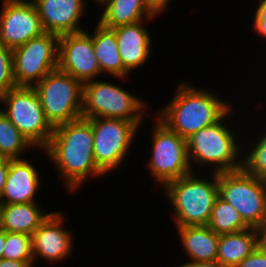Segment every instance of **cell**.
<instances>
[{"instance_id":"cell-35","label":"cell","mask_w":266,"mask_h":267,"mask_svg":"<svg viewBox=\"0 0 266 267\" xmlns=\"http://www.w3.org/2000/svg\"><path fill=\"white\" fill-rule=\"evenodd\" d=\"M6 241V231L0 229V260L3 259V248Z\"/></svg>"},{"instance_id":"cell-23","label":"cell","mask_w":266,"mask_h":267,"mask_svg":"<svg viewBox=\"0 0 266 267\" xmlns=\"http://www.w3.org/2000/svg\"><path fill=\"white\" fill-rule=\"evenodd\" d=\"M207 226L218 235L237 233L250 228L243 221L237 210L219 196L214 202L209 224Z\"/></svg>"},{"instance_id":"cell-33","label":"cell","mask_w":266,"mask_h":267,"mask_svg":"<svg viewBox=\"0 0 266 267\" xmlns=\"http://www.w3.org/2000/svg\"><path fill=\"white\" fill-rule=\"evenodd\" d=\"M34 262H24L18 260L1 259L0 267H33Z\"/></svg>"},{"instance_id":"cell-17","label":"cell","mask_w":266,"mask_h":267,"mask_svg":"<svg viewBox=\"0 0 266 267\" xmlns=\"http://www.w3.org/2000/svg\"><path fill=\"white\" fill-rule=\"evenodd\" d=\"M153 19L156 18L113 28L122 64L130 74L136 68L143 67L152 56L153 41L145 23H149V20L152 22Z\"/></svg>"},{"instance_id":"cell-29","label":"cell","mask_w":266,"mask_h":267,"mask_svg":"<svg viewBox=\"0 0 266 267\" xmlns=\"http://www.w3.org/2000/svg\"><path fill=\"white\" fill-rule=\"evenodd\" d=\"M236 267H266V253L258 247Z\"/></svg>"},{"instance_id":"cell-8","label":"cell","mask_w":266,"mask_h":267,"mask_svg":"<svg viewBox=\"0 0 266 267\" xmlns=\"http://www.w3.org/2000/svg\"><path fill=\"white\" fill-rule=\"evenodd\" d=\"M33 88L53 128L82 117L83 83L73 76L55 69Z\"/></svg>"},{"instance_id":"cell-31","label":"cell","mask_w":266,"mask_h":267,"mask_svg":"<svg viewBox=\"0 0 266 267\" xmlns=\"http://www.w3.org/2000/svg\"><path fill=\"white\" fill-rule=\"evenodd\" d=\"M9 168V159L0 157V198L3 192L4 184L6 182Z\"/></svg>"},{"instance_id":"cell-36","label":"cell","mask_w":266,"mask_h":267,"mask_svg":"<svg viewBox=\"0 0 266 267\" xmlns=\"http://www.w3.org/2000/svg\"><path fill=\"white\" fill-rule=\"evenodd\" d=\"M105 0H93V2H96L98 6H100Z\"/></svg>"},{"instance_id":"cell-4","label":"cell","mask_w":266,"mask_h":267,"mask_svg":"<svg viewBox=\"0 0 266 267\" xmlns=\"http://www.w3.org/2000/svg\"><path fill=\"white\" fill-rule=\"evenodd\" d=\"M196 173L191 172L160 189L172 206L175 228L209 224L214 202L219 196L217 173L210 172L209 178Z\"/></svg>"},{"instance_id":"cell-3","label":"cell","mask_w":266,"mask_h":267,"mask_svg":"<svg viewBox=\"0 0 266 267\" xmlns=\"http://www.w3.org/2000/svg\"><path fill=\"white\" fill-rule=\"evenodd\" d=\"M235 109H230L219 121L186 139L192 171L195 167L210 168L211 172H233L242 169L243 141L241 133L226 123ZM228 124V125H227ZM240 135V136H238ZM238 136V137H237ZM240 140H238V138ZM242 143V144H240ZM195 166V167H194ZM194 169V170H193Z\"/></svg>"},{"instance_id":"cell-34","label":"cell","mask_w":266,"mask_h":267,"mask_svg":"<svg viewBox=\"0 0 266 267\" xmlns=\"http://www.w3.org/2000/svg\"><path fill=\"white\" fill-rule=\"evenodd\" d=\"M174 267H228L221 264L218 261H211V262H201V263H183L180 266Z\"/></svg>"},{"instance_id":"cell-12","label":"cell","mask_w":266,"mask_h":267,"mask_svg":"<svg viewBox=\"0 0 266 267\" xmlns=\"http://www.w3.org/2000/svg\"><path fill=\"white\" fill-rule=\"evenodd\" d=\"M0 6L1 45L13 50L45 33L32 0H2Z\"/></svg>"},{"instance_id":"cell-26","label":"cell","mask_w":266,"mask_h":267,"mask_svg":"<svg viewBox=\"0 0 266 267\" xmlns=\"http://www.w3.org/2000/svg\"><path fill=\"white\" fill-rule=\"evenodd\" d=\"M3 259L34 262L31 235L6 232Z\"/></svg>"},{"instance_id":"cell-2","label":"cell","mask_w":266,"mask_h":267,"mask_svg":"<svg viewBox=\"0 0 266 267\" xmlns=\"http://www.w3.org/2000/svg\"><path fill=\"white\" fill-rule=\"evenodd\" d=\"M176 84L172 99L160 110L157 109L156 116L184 139L216 123L234 108L231 101L222 100L212 90L193 86L186 80Z\"/></svg>"},{"instance_id":"cell-28","label":"cell","mask_w":266,"mask_h":267,"mask_svg":"<svg viewBox=\"0 0 266 267\" xmlns=\"http://www.w3.org/2000/svg\"><path fill=\"white\" fill-rule=\"evenodd\" d=\"M254 16L252 17V31L258 33L260 38L266 39V0H257Z\"/></svg>"},{"instance_id":"cell-14","label":"cell","mask_w":266,"mask_h":267,"mask_svg":"<svg viewBox=\"0 0 266 267\" xmlns=\"http://www.w3.org/2000/svg\"><path fill=\"white\" fill-rule=\"evenodd\" d=\"M63 212L53 211L33 232L32 254L34 263L43 259L49 263L66 262L74 251V234L65 228ZM36 261V262H35Z\"/></svg>"},{"instance_id":"cell-18","label":"cell","mask_w":266,"mask_h":267,"mask_svg":"<svg viewBox=\"0 0 266 267\" xmlns=\"http://www.w3.org/2000/svg\"><path fill=\"white\" fill-rule=\"evenodd\" d=\"M94 29L92 40L102 77L109 74L108 76L119 78L118 80L123 82L130 77V73L122 64L114 29L102 25L99 21Z\"/></svg>"},{"instance_id":"cell-11","label":"cell","mask_w":266,"mask_h":267,"mask_svg":"<svg viewBox=\"0 0 266 267\" xmlns=\"http://www.w3.org/2000/svg\"><path fill=\"white\" fill-rule=\"evenodd\" d=\"M59 36L43 33L12 50L16 86L33 87L58 69Z\"/></svg>"},{"instance_id":"cell-30","label":"cell","mask_w":266,"mask_h":267,"mask_svg":"<svg viewBox=\"0 0 266 267\" xmlns=\"http://www.w3.org/2000/svg\"><path fill=\"white\" fill-rule=\"evenodd\" d=\"M149 8L156 14H161L164 10H167L169 5H171L172 0H145Z\"/></svg>"},{"instance_id":"cell-25","label":"cell","mask_w":266,"mask_h":267,"mask_svg":"<svg viewBox=\"0 0 266 267\" xmlns=\"http://www.w3.org/2000/svg\"><path fill=\"white\" fill-rule=\"evenodd\" d=\"M249 140L247 139L243 144L246 148H243L242 153V169L246 173L266 181V131H263L261 136H256L253 140H250L252 141L249 142L250 145L247 143Z\"/></svg>"},{"instance_id":"cell-21","label":"cell","mask_w":266,"mask_h":267,"mask_svg":"<svg viewBox=\"0 0 266 267\" xmlns=\"http://www.w3.org/2000/svg\"><path fill=\"white\" fill-rule=\"evenodd\" d=\"M100 7L103 11L98 21L112 29L159 17L145 0H105Z\"/></svg>"},{"instance_id":"cell-13","label":"cell","mask_w":266,"mask_h":267,"mask_svg":"<svg viewBox=\"0 0 266 267\" xmlns=\"http://www.w3.org/2000/svg\"><path fill=\"white\" fill-rule=\"evenodd\" d=\"M81 31L59 37L58 69L82 83L102 75L94 52L92 32Z\"/></svg>"},{"instance_id":"cell-20","label":"cell","mask_w":266,"mask_h":267,"mask_svg":"<svg viewBox=\"0 0 266 267\" xmlns=\"http://www.w3.org/2000/svg\"><path fill=\"white\" fill-rule=\"evenodd\" d=\"M2 229L6 232L24 233L32 235L33 232L52 213H46L39 202L22 204H0Z\"/></svg>"},{"instance_id":"cell-5","label":"cell","mask_w":266,"mask_h":267,"mask_svg":"<svg viewBox=\"0 0 266 267\" xmlns=\"http://www.w3.org/2000/svg\"><path fill=\"white\" fill-rule=\"evenodd\" d=\"M119 85L100 79L83 83L82 118L123 119L142 126L149 113L148 101Z\"/></svg>"},{"instance_id":"cell-1","label":"cell","mask_w":266,"mask_h":267,"mask_svg":"<svg viewBox=\"0 0 266 267\" xmlns=\"http://www.w3.org/2000/svg\"><path fill=\"white\" fill-rule=\"evenodd\" d=\"M93 143L91 123L81 117L56 126L48 145L40 150L53 161L68 193H76L89 178L106 176L94 161Z\"/></svg>"},{"instance_id":"cell-15","label":"cell","mask_w":266,"mask_h":267,"mask_svg":"<svg viewBox=\"0 0 266 267\" xmlns=\"http://www.w3.org/2000/svg\"><path fill=\"white\" fill-rule=\"evenodd\" d=\"M44 32L63 36L85 31L80 26L87 11L86 0H32ZM82 17V18H81Z\"/></svg>"},{"instance_id":"cell-22","label":"cell","mask_w":266,"mask_h":267,"mask_svg":"<svg viewBox=\"0 0 266 267\" xmlns=\"http://www.w3.org/2000/svg\"><path fill=\"white\" fill-rule=\"evenodd\" d=\"M257 248L255 228L237 233L220 234L216 261L228 267H236Z\"/></svg>"},{"instance_id":"cell-32","label":"cell","mask_w":266,"mask_h":267,"mask_svg":"<svg viewBox=\"0 0 266 267\" xmlns=\"http://www.w3.org/2000/svg\"><path fill=\"white\" fill-rule=\"evenodd\" d=\"M257 234V247L264 253H266V225H260L255 228Z\"/></svg>"},{"instance_id":"cell-7","label":"cell","mask_w":266,"mask_h":267,"mask_svg":"<svg viewBox=\"0 0 266 267\" xmlns=\"http://www.w3.org/2000/svg\"><path fill=\"white\" fill-rule=\"evenodd\" d=\"M1 103L4 108H1ZM0 110L38 150H44L54 128L46 120L39 96L33 87L16 86L0 98Z\"/></svg>"},{"instance_id":"cell-24","label":"cell","mask_w":266,"mask_h":267,"mask_svg":"<svg viewBox=\"0 0 266 267\" xmlns=\"http://www.w3.org/2000/svg\"><path fill=\"white\" fill-rule=\"evenodd\" d=\"M35 147L24 137L0 110V157L8 159L25 158L26 149Z\"/></svg>"},{"instance_id":"cell-10","label":"cell","mask_w":266,"mask_h":267,"mask_svg":"<svg viewBox=\"0 0 266 267\" xmlns=\"http://www.w3.org/2000/svg\"><path fill=\"white\" fill-rule=\"evenodd\" d=\"M93 131V157L96 165L106 174L118 170L125 162L136 135L142 127L123 119L88 118Z\"/></svg>"},{"instance_id":"cell-9","label":"cell","mask_w":266,"mask_h":267,"mask_svg":"<svg viewBox=\"0 0 266 267\" xmlns=\"http://www.w3.org/2000/svg\"><path fill=\"white\" fill-rule=\"evenodd\" d=\"M218 195L231 204L250 228L266 221V181L243 169L218 172Z\"/></svg>"},{"instance_id":"cell-27","label":"cell","mask_w":266,"mask_h":267,"mask_svg":"<svg viewBox=\"0 0 266 267\" xmlns=\"http://www.w3.org/2000/svg\"><path fill=\"white\" fill-rule=\"evenodd\" d=\"M15 87L12 50L0 44V98Z\"/></svg>"},{"instance_id":"cell-6","label":"cell","mask_w":266,"mask_h":267,"mask_svg":"<svg viewBox=\"0 0 266 267\" xmlns=\"http://www.w3.org/2000/svg\"><path fill=\"white\" fill-rule=\"evenodd\" d=\"M150 133L151 154L147 161L148 171L161 189L169 182L190 174L192 171L186 139L172 131L155 114Z\"/></svg>"},{"instance_id":"cell-16","label":"cell","mask_w":266,"mask_h":267,"mask_svg":"<svg viewBox=\"0 0 266 267\" xmlns=\"http://www.w3.org/2000/svg\"><path fill=\"white\" fill-rule=\"evenodd\" d=\"M29 159H9V168L0 198V204L39 202L36 198L41 183V173Z\"/></svg>"},{"instance_id":"cell-37","label":"cell","mask_w":266,"mask_h":267,"mask_svg":"<svg viewBox=\"0 0 266 267\" xmlns=\"http://www.w3.org/2000/svg\"><path fill=\"white\" fill-rule=\"evenodd\" d=\"M0 229H2V220H1V207H0Z\"/></svg>"},{"instance_id":"cell-19","label":"cell","mask_w":266,"mask_h":267,"mask_svg":"<svg viewBox=\"0 0 266 267\" xmlns=\"http://www.w3.org/2000/svg\"><path fill=\"white\" fill-rule=\"evenodd\" d=\"M181 247L190 261L183 263H201L216 261L219 235L208 226L177 227Z\"/></svg>"}]
</instances>
